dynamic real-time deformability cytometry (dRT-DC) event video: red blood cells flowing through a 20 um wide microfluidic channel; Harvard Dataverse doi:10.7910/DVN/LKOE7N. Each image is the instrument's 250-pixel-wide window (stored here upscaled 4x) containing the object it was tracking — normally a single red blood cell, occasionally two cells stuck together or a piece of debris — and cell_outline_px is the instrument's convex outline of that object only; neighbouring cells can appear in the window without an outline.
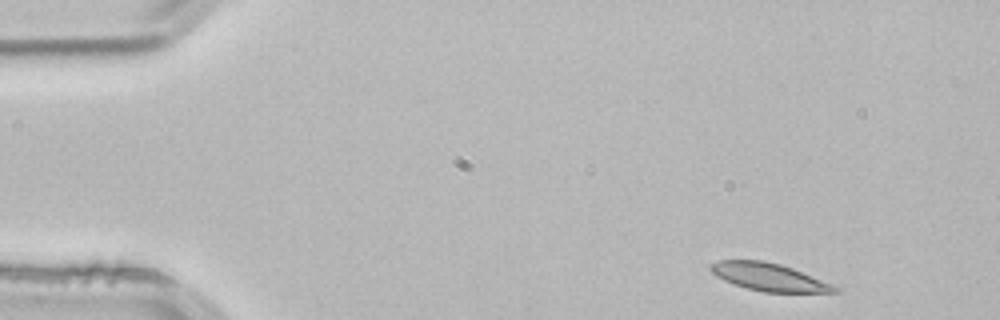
{"species": "common noctule bat (a hibernating species)", "species_latin": "Nyctalus noctula", "temperature_condition": "room temperature", "stored_images_in_passage": 3, "camera_frame_rate_fps": 3000, "um_per_image_px": 0.085, "animal": {"sex": "male", "body_mass_g": 21.5, "forearm_length_mm": 52.0}, "frame": {"image": 1, "passage_image": 1, "time_ms": 0.0, "image_size_px": [1000, 320], "cell_outline_px": [[840, 292], [764, 292], [748, 288], [724, 280], [716, 276], [708, 268], [708, 264], [720, 260], [764, 260], [780, 264], [792, 268], [832, 284], [840, 288]], "centroid_in_image_um": [65.34, 23.53], "position_along_channel_um": 19.7, "area_um2": 19.88}}
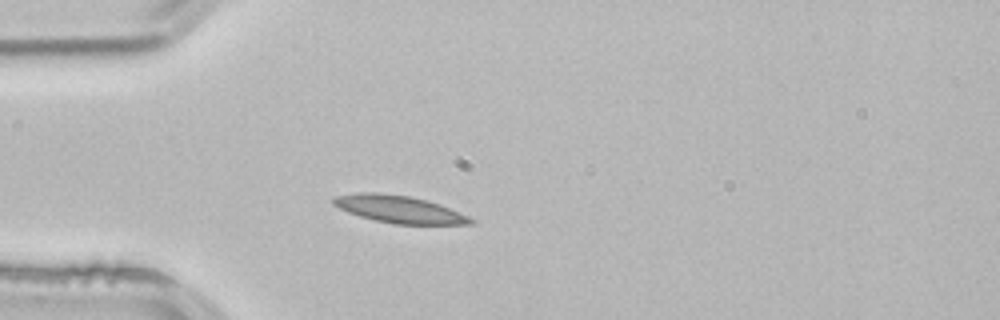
{"frame": {"image": 2, "passage_image": 3, "time_ms": 0.667, "image_size_px": [1000, 320], "cell_outline_px": [[476, 220], [472, 224], [392, 224], [360, 216], [348, 212], [332, 204], [332, 200], [336, 196], [360, 192], [376, 192], [408, 196], [424, 200], [448, 208], [468, 216]], "centroid_in_image_um": [33.89, 17.79], "position_along_channel_um": 51.1, "area_um2": 21.44}}